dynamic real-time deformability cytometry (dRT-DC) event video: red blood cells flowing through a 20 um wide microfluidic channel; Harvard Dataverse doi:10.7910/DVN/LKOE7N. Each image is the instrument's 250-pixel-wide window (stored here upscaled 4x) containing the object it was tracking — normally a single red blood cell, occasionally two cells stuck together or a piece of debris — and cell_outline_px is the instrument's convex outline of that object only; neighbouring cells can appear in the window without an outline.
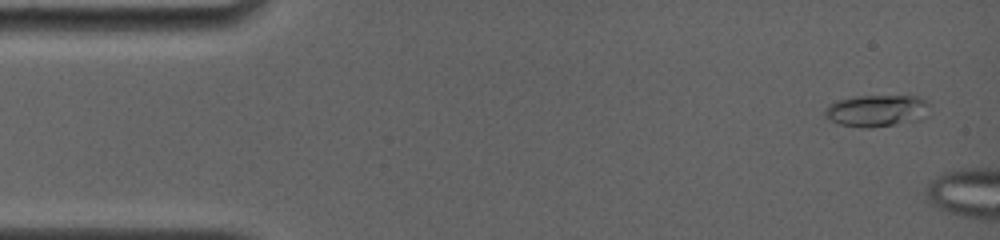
{"species": "common noctule bat (a hibernating species)", "species_latin": "Nyctalus noctula", "temperature_condition": "room temperature", "stored_images_in_passage": 6, "camera_frame_rate_fps": 4000, "um_per_image_px": 0.085, "animal": {"sex": "female", "body_mass_g": 19.0, "forearm_length_mm": 56.7}, "frame": {"image": 1, "passage_image": 2, "time_ms": 0.25, "image_size_px": [1000, 240], "cell_outline_px": [[928, 116], [920, 120], [896, 124], [868, 128], [864, 128], [840, 124], [824, 116], [824, 108], [828, 104], [836, 100], [856, 96], [920, 96], [928, 100]], "centroid_in_image_um": [74.54, 9.4], "position_along_channel_um": 10.5, "area_um2": 19.71}}